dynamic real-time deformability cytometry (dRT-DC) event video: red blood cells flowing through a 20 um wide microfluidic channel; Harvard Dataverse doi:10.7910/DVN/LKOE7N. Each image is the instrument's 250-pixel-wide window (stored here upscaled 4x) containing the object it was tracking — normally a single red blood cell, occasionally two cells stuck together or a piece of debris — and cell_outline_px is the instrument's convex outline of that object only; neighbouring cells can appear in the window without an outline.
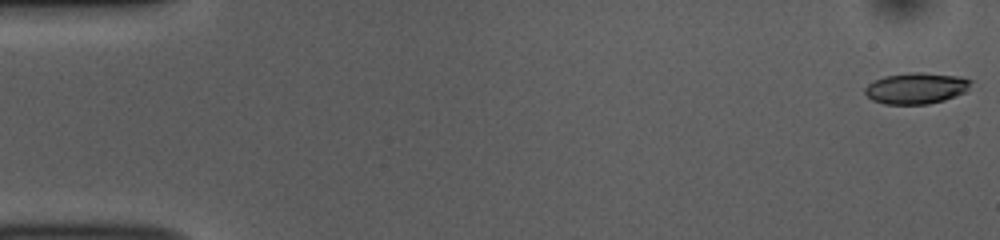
{"species": "common noctule bat (a hibernating species)", "species_latin": "Nyctalus noctula", "temperature_condition": "room temperature", "stored_images_in_passage": 52, "camera_frame_rate_fps": 3000, "um_per_image_px": 0.085, "animal": {"sex": "female", "body_mass_g": 10.0, "forearm_length_mm": 53.1}, "frame": {"image": 1, "passage_image": 1, "time_ms": 0.0, "image_size_px": [1000, 240], "cell_outline_px": [[972, 80], [968, 88], [964, 92], [944, 100], [928, 104], [884, 104], [872, 100], [864, 92], [864, 88], [868, 84], [884, 76], [912, 72], [920, 72], [960, 76]], "centroid_in_image_um": [77.86, 7.5], "position_along_channel_um": 7.1, "area_um2": 19.13}}
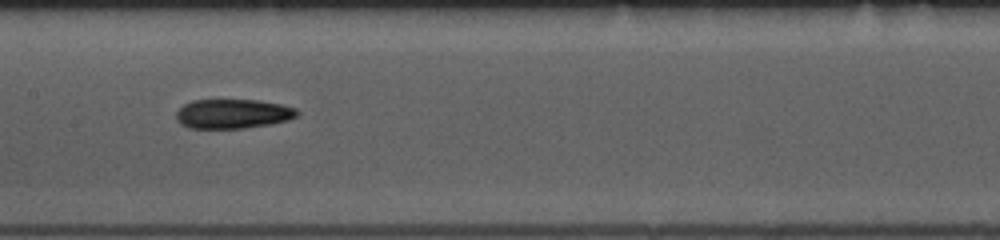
{"frame": {"image": 2, "passage_image": 26, "time_ms": 8.333, "image_size_px": [1000, 240], "cell_outline_px": [[300, 112], [296, 116], [288, 120], [272, 124], [244, 128], [188, 128], [180, 124], [176, 120], [176, 112], [184, 104], [192, 100], [260, 100], [280, 104], [296, 108]], "centroid_in_image_um": [19.79, 9.67], "position_along_channel_um": 187.6, "area_um2": 20.87}}
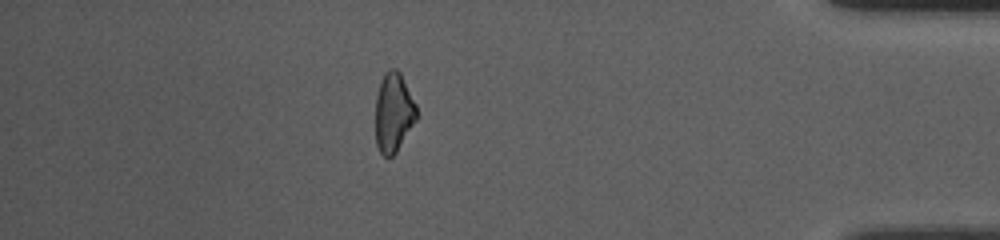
{"frame": {"image": 3, "passage_image": 46, "time_ms": 15.0, "image_size_px": [1000, 240], "cell_outline_px": [[416, 120], [396, 152], [392, 156], [384, 156], [380, 152], [376, 144], [376, 96], [380, 80], [384, 72], [388, 68], [396, 68], [400, 72], [416, 104]], "centroid_in_image_um": [33.44, 9.52], "position_along_channel_um": 401.8, "area_um2": 18.96}, "authors_computed_cell_mechanics": {"area_um2": 20.2589, "velocity_mm_per_s": 3.8292, "shape_relaxation_time_tau1_ms": 5.4238, "shape_relaxation_time_tau2_ms": 5.5242, "deformation_change_tau1": 0.1702, "deformation_change_tau2": 0.1536}}